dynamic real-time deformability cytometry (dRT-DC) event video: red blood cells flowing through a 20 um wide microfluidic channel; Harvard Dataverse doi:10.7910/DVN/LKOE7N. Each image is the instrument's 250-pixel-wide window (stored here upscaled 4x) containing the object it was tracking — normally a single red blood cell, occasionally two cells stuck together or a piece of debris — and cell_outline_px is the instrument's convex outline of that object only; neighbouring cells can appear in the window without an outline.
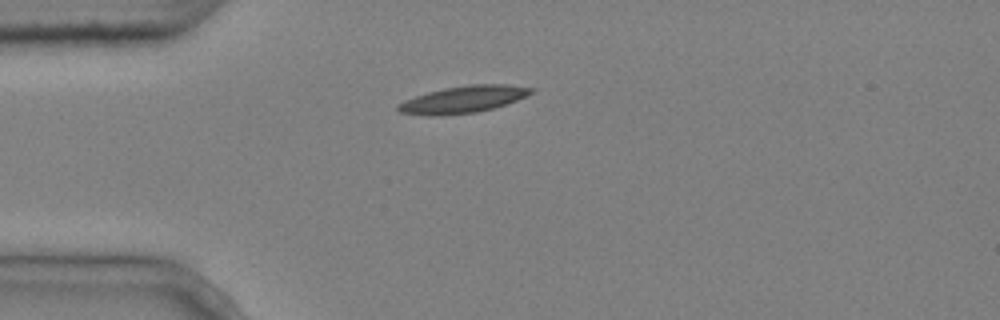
{"species": "common noctule bat (a hibernating species)", "species_latin": "Nyctalus noctula", "temperature_condition": "cold", "stored_images_in_passage": 3, "camera_frame_rate_fps": 3000, "um_per_image_px": 0.085, "animal": {"sex": "male", "body_mass_g": 20.4}, "frame": {"image": 1, "passage_image": 1, "time_ms": 0.0, "image_size_px": [1000, 320], "cell_outline_px": [[536, 92], [528, 96], [492, 108], [476, 112], [432, 116], [428, 116], [400, 112], [396, 108], [396, 104], [404, 100], [428, 92], [444, 88], [468, 84], [504, 84], [536, 88]], "centroid_in_image_um": [39.39, 8.44], "position_along_channel_um": 45.6, "area_um2": 20.92}}
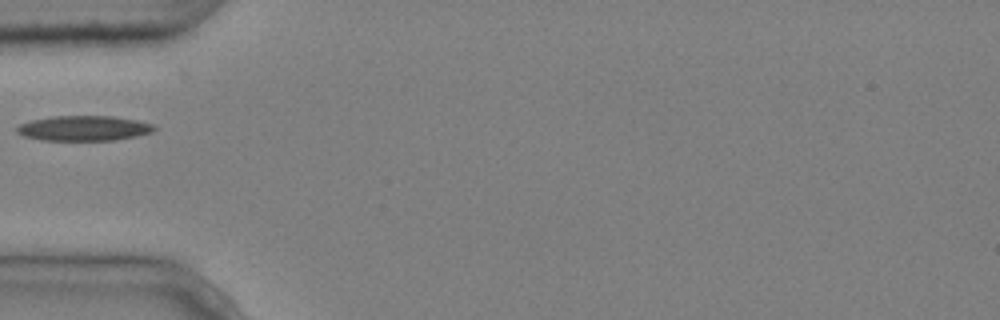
{"frame": {"image": 2, "passage_image": 2, "time_ms": 0.333, "image_size_px": [1000, 320], "cell_outline_px": [[156, 128], [152, 132], [136, 136], [116, 140], [40, 140], [24, 136], [16, 132], [16, 128], [20, 124], [32, 120], [52, 116], [112, 116], [136, 120], [152, 124]], "centroid_in_image_um": [7.11, 10.9], "position_along_channel_um": 77.9, "area_um2": 20.0}}